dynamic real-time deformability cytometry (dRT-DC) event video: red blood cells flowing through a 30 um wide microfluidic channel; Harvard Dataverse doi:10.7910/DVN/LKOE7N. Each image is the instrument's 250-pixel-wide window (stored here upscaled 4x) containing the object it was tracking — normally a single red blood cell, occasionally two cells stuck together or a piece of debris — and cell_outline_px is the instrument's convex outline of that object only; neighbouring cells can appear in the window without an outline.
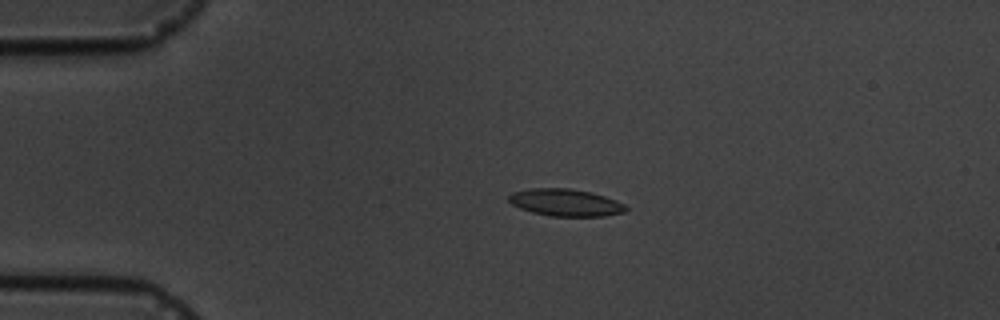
{"species": "common noctule bat (a hibernating species)", "species_latin": "Nyctalus noctula", "temperature_condition": "cold", "stored_images_in_passage": 4, "camera_frame_rate_fps": 3000, "um_per_image_px": 0.085, "animal": {"sex": "male", "body_mass_g": 19.5, "forearm_length_mm": 54.6}, "frame": {"image": 1, "passage_image": 3, "time_ms": 2.333, "image_size_px": [1000, 320], "cell_outline_px": [[628, 208], [624, 212], [604, 216], [548, 216], [532, 212], [520, 208], [512, 204], [508, 200], [508, 196], [512, 192], [532, 188], [568, 188], [592, 192], [616, 200], [624, 204]], "centroid_in_image_um": [48.06, 17.21], "position_along_channel_um": 36.9, "area_um2": 18.55}}